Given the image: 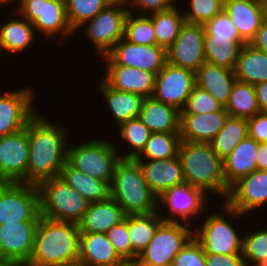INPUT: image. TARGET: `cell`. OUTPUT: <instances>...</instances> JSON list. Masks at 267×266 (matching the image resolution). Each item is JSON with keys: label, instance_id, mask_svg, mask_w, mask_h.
Returning a JSON list of instances; mask_svg holds the SVG:
<instances>
[{"label": "cell", "instance_id": "6da1fadb", "mask_svg": "<svg viewBox=\"0 0 267 266\" xmlns=\"http://www.w3.org/2000/svg\"><path fill=\"white\" fill-rule=\"evenodd\" d=\"M44 117L38 112L27 124L29 184L37 185L45 179L59 176L67 161L69 127Z\"/></svg>", "mask_w": 267, "mask_h": 266}, {"label": "cell", "instance_id": "7a4b0ae2", "mask_svg": "<svg viewBox=\"0 0 267 266\" xmlns=\"http://www.w3.org/2000/svg\"><path fill=\"white\" fill-rule=\"evenodd\" d=\"M78 224L40 217L32 255L25 266H72L78 264Z\"/></svg>", "mask_w": 267, "mask_h": 266}, {"label": "cell", "instance_id": "3957f363", "mask_svg": "<svg viewBox=\"0 0 267 266\" xmlns=\"http://www.w3.org/2000/svg\"><path fill=\"white\" fill-rule=\"evenodd\" d=\"M178 156L186 183L226 200L230 188L224 177L223 160L210 143L181 141Z\"/></svg>", "mask_w": 267, "mask_h": 266}, {"label": "cell", "instance_id": "277c9868", "mask_svg": "<svg viewBox=\"0 0 267 266\" xmlns=\"http://www.w3.org/2000/svg\"><path fill=\"white\" fill-rule=\"evenodd\" d=\"M111 198L126 215L158 211V196L149 188L139 164L134 159H121L110 182Z\"/></svg>", "mask_w": 267, "mask_h": 266}, {"label": "cell", "instance_id": "5b68a950", "mask_svg": "<svg viewBox=\"0 0 267 266\" xmlns=\"http://www.w3.org/2000/svg\"><path fill=\"white\" fill-rule=\"evenodd\" d=\"M222 204L221 212H224H208L203 224L193 227V237L203 247L205 254H242L243 235L231 221L228 222V218L236 220L244 215L225 202Z\"/></svg>", "mask_w": 267, "mask_h": 266}, {"label": "cell", "instance_id": "8992f818", "mask_svg": "<svg viewBox=\"0 0 267 266\" xmlns=\"http://www.w3.org/2000/svg\"><path fill=\"white\" fill-rule=\"evenodd\" d=\"M37 188L40 215L50 220L78 224L90 203L59 176L39 182Z\"/></svg>", "mask_w": 267, "mask_h": 266}, {"label": "cell", "instance_id": "52a82bcc", "mask_svg": "<svg viewBox=\"0 0 267 266\" xmlns=\"http://www.w3.org/2000/svg\"><path fill=\"white\" fill-rule=\"evenodd\" d=\"M107 138L90 139L67 148V162L95 179L111 182L116 164L121 160L120 148Z\"/></svg>", "mask_w": 267, "mask_h": 266}, {"label": "cell", "instance_id": "ba28073f", "mask_svg": "<svg viewBox=\"0 0 267 266\" xmlns=\"http://www.w3.org/2000/svg\"><path fill=\"white\" fill-rule=\"evenodd\" d=\"M209 198L210 196L202 189L193 187L184 182L165 190L158 196V213L166 222L183 223L194 226V223L191 224L194 221L193 218L200 219L201 215H203L202 212L208 210L206 206L210 203ZM160 208L168 209V214L165 213V210L162 211ZM163 212L166 215L163 214Z\"/></svg>", "mask_w": 267, "mask_h": 266}, {"label": "cell", "instance_id": "9c48e42d", "mask_svg": "<svg viewBox=\"0 0 267 266\" xmlns=\"http://www.w3.org/2000/svg\"><path fill=\"white\" fill-rule=\"evenodd\" d=\"M192 238V226L163 221L134 264L136 266H171L174 257Z\"/></svg>", "mask_w": 267, "mask_h": 266}, {"label": "cell", "instance_id": "30bf717a", "mask_svg": "<svg viewBox=\"0 0 267 266\" xmlns=\"http://www.w3.org/2000/svg\"><path fill=\"white\" fill-rule=\"evenodd\" d=\"M12 15L18 13L32 23L36 33L50 39L54 35L69 38L75 32L69 25L65 0H19Z\"/></svg>", "mask_w": 267, "mask_h": 266}, {"label": "cell", "instance_id": "8fae6325", "mask_svg": "<svg viewBox=\"0 0 267 266\" xmlns=\"http://www.w3.org/2000/svg\"><path fill=\"white\" fill-rule=\"evenodd\" d=\"M129 14L123 0H114L106 8L101 10L94 18L87 21L83 28V34L95 47V54L105 56L115 44L124 38L125 21ZM85 26V27H84Z\"/></svg>", "mask_w": 267, "mask_h": 266}, {"label": "cell", "instance_id": "7c38bea8", "mask_svg": "<svg viewBox=\"0 0 267 266\" xmlns=\"http://www.w3.org/2000/svg\"><path fill=\"white\" fill-rule=\"evenodd\" d=\"M39 192L29 183H0V225L16 222H39Z\"/></svg>", "mask_w": 267, "mask_h": 266}, {"label": "cell", "instance_id": "4fadbf2b", "mask_svg": "<svg viewBox=\"0 0 267 266\" xmlns=\"http://www.w3.org/2000/svg\"><path fill=\"white\" fill-rule=\"evenodd\" d=\"M102 57L106 65L136 67L155 75L167 62L165 48L158 45H138L124 38Z\"/></svg>", "mask_w": 267, "mask_h": 266}, {"label": "cell", "instance_id": "5bb4252c", "mask_svg": "<svg viewBox=\"0 0 267 266\" xmlns=\"http://www.w3.org/2000/svg\"><path fill=\"white\" fill-rule=\"evenodd\" d=\"M195 85L194 72L166 62L155 76L152 97L181 112Z\"/></svg>", "mask_w": 267, "mask_h": 266}, {"label": "cell", "instance_id": "9a60e30c", "mask_svg": "<svg viewBox=\"0 0 267 266\" xmlns=\"http://www.w3.org/2000/svg\"><path fill=\"white\" fill-rule=\"evenodd\" d=\"M31 86L0 94V137L26 128L38 113L34 107L36 92Z\"/></svg>", "mask_w": 267, "mask_h": 266}, {"label": "cell", "instance_id": "2e32d148", "mask_svg": "<svg viewBox=\"0 0 267 266\" xmlns=\"http://www.w3.org/2000/svg\"><path fill=\"white\" fill-rule=\"evenodd\" d=\"M29 139L26 128L0 137V183H27Z\"/></svg>", "mask_w": 267, "mask_h": 266}, {"label": "cell", "instance_id": "e0dca14e", "mask_svg": "<svg viewBox=\"0 0 267 266\" xmlns=\"http://www.w3.org/2000/svg\"><path fill=\"white\" fill-rule=\"evenodd\" d=\"M204 34L202 24L185 22L176 40L166 50L167 62L196 73L206 61Z\"/></svg>", "mask_w": 267, "mask_h": 266}, {"label": "cell", "instance_id": "ac0fdd59", "mask_svg": "<svg viewBox=\"0 0 267 266\" xmlns=\"http://www.w3.org/2000/svg\"><path fill=\"white\" fill-rule=\"evenodd\" d=\"M38 222H16L0 225V259L13 266H25L33 252Z\"/></svg>", "mask_w": 267, "mask_h": 266}, {"label": "cell", "instance_id": "d6986e66", "mask_svg": "<svg viewBox=\"0 0 267 266\" xmlns=\"http://www.w3.org/2000/svg\"><path fill=\"white\" fill-rule=\"evenodd\" d=\"M224 202L243 215L264 207L267 204V171L255 170L238 180L230 187Z\"/></svg>", "mask_w": 267, "mask_h": 266}, {"label": "cell", "instance_id": "ffe728a7", "mask_svg": "<svg viewBox=\"0 0 267 266\" xmlns=\"http://www.w3.org/2000/svg\"><path fill=\"white\" fill-rule=\"evenodd\" d=\"M103 81L111 88L141 95L143 98L152 97L155 84V74L136 67L107 65Z\"/></svg>", "mask_w": 267, "mask_h": 266}, {"label": "cell", "instance_id": "44dd1931", "mask_svg": "<svg viewBox=\"0 0 267 266\" xmlns=\"http://www.w3.org/2000/svg\"><path fill=\"white\" fill-rule=\"evenodd\" d=\"M134 160L139 164L147 185L157 196L185 182L179 156L163 160Z\"/></svg>", "mask_w": 267, "mask_h": 266}, {"label": "cell", "instance_id": "7402d4cb", "mask_svg": "<svg viewBox=\"0 0 267 266\" xmlns=\"http://www.w3.org/2000/svg\"><path fill=\"white\" fill-rule=\"evenodd\" d=\"M229 114L221 111L203 114H180L181 141L209 143L224 127Z\"/></svg>", "mask_w": 267, "mask_h": 266}, {"label": "cell", "instance_id": "603a6c76", "mask_svg": "<svg viewBox=\"0 0 267 266\" xmlns=\"http://www.w3.org/2000/svg\"><path fill=\"white\" fill-rule=\"evenodd\" d=\"M78 264L82 266H124L106 233H80Z\"/></svg>", "mask_w": 267, "mask_h": 266}, {"label": "cell", "instance_id": "cb8c5ba5", "mask_svg": "<svg viewBox=\"0 0 267 266\" xmlns=\"http://www.w3.org/2000/svg\"><path fill=\"white\" fill-rule=\"evenodd\" d=\"M223 10L246 43L255 37L264 21V6L259 0H225Z\"/></svg>", "mask_w": 267, "mask_h": 266}, {"label": "cell", "instance_id": "d4e9b609", "mask_svg": "<svg viewBox=\"0 0 267 266\" xmlns=\"http://www.w3.org/2000/svg\"><path fill=\"white\" fill-rule=\"evenodd\" d=\"M126 214L113 199L90 202L83 218L78 223L80 233H106L124 220Z\"/></svg>", "mask_w": 267, "mask_h": 266}, {"label": "cell", "instance_id": "484cf974", "mask_svg": "<svg viewBox=\"0 0 267 266\" xmlns=\"http://www.w3.org/2000/svg\"><path fill=\"white\" fill-rule=\"evenodd\" d=\"M234 70L204 62L195 73L196 85L211 94L224 107L236 81Z\"/></svg>", "mask_w": 267, "mask_h": 266}, {"label": "cell", "instance_id": "4316f807", "mask_svg": "<svg viewBox=\"0 0 267 266\" xmlns=\"http://www.w3.org/2000/svg\"><path fill=\"white\" fill-rule=\"evenodd\" d=\"M138 117L151 133H180V111L153 97L143 99Z\"/></svg>", "mask_w": 267, "mask_h": 266}, {"label": "cell", "instance_id": "83f0119b", "mask_svg": "<svg viewBox=\"0 0 267 266\" xmlns=\"http://www.w3.org/2000/svg\"><path fill=\"white\" fill-rule=\"evenodd\" d=\"M257 150L258 142L248 136L223 159L224 177L229 188L241 178L257 170Z\"/></svg>", "mask_w": 267, "mask_h": 266}, {"label": "cell", "instance_id": "f1b7e54d", "mask_svg": "<svg viewBox=\"0 0 267 266\" xmlns=\"http://www.w3.org/2000/svg\"><path fill=\"white\" fill-rule=\"evenodd\" d=\"M17 15V18H15ZM18 13L14 18L11 16L8 21L0 25V48L3 53L20 54L35 43L36 34L35 28L23 17H19ZM6 51V52H4Z\"/></svg>", "mask_w": 267, "mask_h": 266}, {"label": "cell", "instance_id": "f546056e", "mask_svg": "<svg viewBox=\"0 0 267 266\" xmlns=\"http://www.w3.org/2000/svg\"><path fill=\"white\" fill-rule=\"evenodd\" d=\"M97 89L103 99L106 101L108 111H111L112 118L119 127L122 123L127 122L139 116L142 109L143 97L138 94L123 92L109 87L103 80L98 81Z\"/></svg>", "mask_w": 267, "mask_h": 266}, {"label": "cell", "instance_id": "4dcf8cb0", "mask_svg": "<svg viewBox=\"0 0 267 266\" xmlns=\"http://www.w3.org/2000/svg\"><path fill=\"white\" fill-rule=\"evenodd\" d=\"M59 177L89 202L111 198L110 182L95 179L75 169L67 161L62 167Z\"/></svg>", "mask_w": 267, "mask_h": 266}, {"label": "cell", "instance_id": "1f68e13d", "mask_svg": "<svg viewBox=\"0 0 267 266\" xmlns=\"http://www.w3.org/2000/svg\"><path fill=\"white\" fill-rule=\"evenodd\" d=\"M234 74L238 81L254 86L267 81V54L246 43L240 50Z\"/></svg>", "mask_w": 267, "mask_h": 266}, {"label": "cell", "instance_id": "d6a6232c", "mask_svg": "<svg viewBox=\"0 0 267 266\" xmlns=\"http://www.w3.org/2000/svg\"><path fill=\"white\" fill-rule=\"evenodd\" d=\"M246 42L242 38H222L204 35L206 62L234 70L240 50Z\"/></svg>", "mask_w": 267, "mask_h": 266}, {"label": "cell", "instance_id": "836d02e7", "mask_svg": "<svg viewBox=\"0 0 267 266\" xmlns=\"http://www.w3.org/2000/svg\"><path fill=\"white\" fill-rule=\"evenodd\" d=\"M164 220L158 211L149 214L128 215V231L132 244V263L153 239L155 231Z\"/></svg>", "mask_w": 267, "mask_h": 266}, {"label": "cell", "instance_id": "e575fe53", "mask_svg": "<svg viewBox=\"0 0 267 266\" xmlns=\"http://www.w3.org/2000/svg\"><path fill=\"white\" fill-rule=\"evenodd\" d=\"M178 8V5L175 4L169 10L155 12L148 15L153 22L157 45L165 48L166 50L176 40L181 27L185 23L183 12L181 8Z\"/></svg>", "mask_w": 267, "mask_h": 266}, {"label": "cell", "instance_id": "d590c367", "mask_svg": "<svg viewBox=\"0 0 267 266\" xmlns=\"http://www.w3.org/2000/svg\"><path fill=\"white\" fill-rule=\"evenodd\" d=\"M246 137H248L247 119L228 116L224 127L209 143L214 152L223 160Z\"/></svg>", "mask_w": 267, "mask_h": 266}, {"label": "cell", "instance_id": "8d00e7d4", "mask_svg": "<svg viewBox=\"0 0 267 266\" xmlns=\"http://www.w3.org/2000/svg\"><path fill=\"white\" fill-rule=\"evenodd\" d=\"M225 110L229 116L245 119L252 118L259 113L255 86L236 80Z\"/></svg>", "mask_w": 267, "mask_h": 266}, {"label": "cell", "instance_id": "74e56055", "mask_svg": "<svg viewBox=\"0 0 267 266\" xmlns=\"http://www.w3.org/2000/svg\"><path fill=\"white\" fill-rule=\"evenodd\" d=\"M180 133H151L143 150L134 159L163 160L178 156Z\"/></svg>", "mask_w": 267, "mask_h": 266}, {"label": "cell", "instance_id": "f35d334b", "mask_svg": "<svg viewBox=\"0 0 267 266\" xmlns=\"http://www.w3.org/2000/svg\"><path fill=\"white\" fill-rule=\"evenodd\" d=\"M117 128L116 132L119 138L126 142V149L129 146L126 150V152L128 151L127 153H124V151H122L123 154L119 152L120 158L134 159L143 150L151 131L142 123L139 117L129 119Z\"/></svg>", "mask_w": 267, "mask_h": 266}, {"label": "cell", "instance_id": "ab89813d", "mask_svg": "<svg viewBox=\"0 0 267 266\" xmlns=\"http://www.w3.org/2000/svg\"><path fill=\"white\" fill-rule=\"evenodd\" d=\"M114 0H65L67 19L76 33L87 21L94 18Z\"/></svg>", "mask_w": 267, "mask_h": 266}, {"label": "cell", "instance_id": "60d3db41", "mask_svg": "<svg viewBox=\"0 0 267 266\" xmlns=\"http://www.w3.org/2000/svg\"><path fill=\"white\" fill-rule=\"evenodd\" d=\"M124 39L138 45H157L151 18L129 12L125 21Z\"/></svg>", "mask_w": 267, "mask_h": 266}, {"label": "cell", "instance_id": "b9f144b4", "mask_svg": "<svg viewBox=\"0 0 267 266\" xmlns=\"http://www.w3.org/2000/svg\"><path fill=\"white\" fill-rule=\"evenodd\" d=\"M244 234L242 256L246 266H267V227Z\"/></svg>", "mask_w": 267, "mask_h": 266}, {"label": "cell", "instance_id": "7bdbcfd3", "mask_svg": "<svg viewBox=\"0 0 267 266\" xmlns=\"http://www.w3.org/2000/svg\"><path fill=\"white\" fill-rule=\"evenodd\" d=\"M188 9L183 10L185 22L202 24L211 20L224 9V0H186Z\"/></svg>", "mask_w": 267, "mask_h": 266}, {"label": "cell", "instance_id": "ee69618b", "mask_svg": "<svg viewBox=\"0 0 267 266\" xmlns=\"http://www.w3.org/2000/svg\"><path fill=\"white\" fill-rule=\"evenodd\" d=\"M224 108L215 98L207 91L197 85L192 88L185 108L180 114H203L221 111Z\"/></svg>", "mask_w": 267, "mask_h": 266}, {"label": "cell", "instance_id": "f6af8a7d", "mask_svg": "<svg viewBox=\"0 0 267 266\" xmlns=\"http://www.w3.org/2000/svg\"><path fill=\"white\" fill-rule=\"evenodd\" d=\"M107 238L117 254L126 262L132 263V244L128 231V215L119 224L106 232Z\"/></svg>", "mask_w": 267, "mask_h": 266}, {"label": "cell", "instance_id": "bcb514c9", "mask_svg": "<svg viewBox=\"0 0 267 266\" xmlns=\"http://www.w3.org/2000/svg\"><path fill=\"white\" fill-rule=\"evenodd\" d=\"M204 35H215L222 38H241L230 16L223 10L204 25Z\"/></svg>", "mask_w": 267, "mask_h": 266}, {"label": "cell", "instance_id": "7dc6e473", "mask_svg": "<svg viewBox=\"0 0 267 266\" xmlns=\"http://www.w3.org/2000/svg\"><path fill=\"white\" fill-rule=\"evenodd\" d=\"M171 266H206L203 247L193 237L174 257Z\"/></svg>", "mask_w": 267, "mask_h": 266}, {"label": "cell", "instance_id": "c3c4849f", "mask_svg": "<svg viewBox=\"0 0 267 266\" xmlns=\"http://www.w3.org/2000/svg\"><path fill=\"white\" fill-rule=\"evenodd\" d=\"M128 11L140 15L169 10L176 4V0H123Z\"/></svg>", "mask_w": 267, "mask_h": 266}, {"label": "cell", "instance_id": "681fc988", "mask_svg": "<svg viewBox=\"0 0 267 266\" xmlns=\"http://www.w3.org/2000/svg\"><path fill=\"white\" fill-rule=\"evenodd\" d=\"M248 121V136L258 143L267 142V112H259Z\"/></svg>", "mask_w": 267, "mask_h": 266}, {"label": "cell", "instance_id": "f907efd6", "mask_svg": "<svg viewBox=\"0 0 267 266\" xmlns=\"http://www.w3.org/2000/svg\"><path fill=\"white\" fill-rule=\"evenodd\" d=\"M206 266H246L242 254H205Z\"/></svg>", "mask_w": 267, "mask_h": 266}, {"label": "cell", "instance_id": "816d5d0a", "mask_svg": "<svg viewBox=\"0 0 267 266\" xmlns=\"http://www.w3.org/2000/svg\"><path fill=\"white\" fill-rule=\"evenodd\" d=\"M255 49L267 54V22L264 20L257 30L255 37L249 42Z\"/></svg>", "mask_w": 267, "mask_h": 266}, {"label": "cell", "instance_id": "f5cc1de1", "mask_svg": "<svg viewBox=\"0 0 267 266\" xmlns=\"http://www.w3.org/2000/svg\"><path fill=\"white\" fill-rule=\"evenodd\" d=\"M260 112H267V81L255 85Z\"/></svg>", "mask_w": 267, "mask_h": 266}, {"label": "cell", "instance_id": "db71d44e", "mask_svg": "<svg viewBox=\"0 0 267 266\" xmlns=\"http://www.w3.org/2000/svg\"><path fill=\"white\" fill-rule=\"evenodd\" d=\"M256 164L257 170L267 171V142L258 143Z\"/></svg>", "mask_w": 267, "mask_h": 266}, {"label": "cell", "instance_id": "11a10c76", "mask_svg": "<svg viewBox=\"0 0 267 266\" xmlns=\"http://www.w3.org/2000/svg\"><path fill=\"white\" fill-rule=\"evenodd\" d=\"M19 0H0V6L4 5L6 3V5H8V2H11V4H13L14 2H18Z\"/></svg>", "mask_w": 267, "mask_h": 266}, {"label": "cell", "instance_id": "9f6ffc18", "mask_svg": "<svg viewBox=\"0 0 267 266\" xmlns=\"http://www.w3.org/2000/svg\"><path fill=\"white\" fill-rule=\"evenodd\" d=\"M0 266H13L10 262L0 259Z\"/></svg>", "mask_w": 267, "mask_h": 266}, {"label": "cell", "instance_id": "6f0895ef", "mask_svg": "<svg viewBox=\"0 0 267 266\" xmlns=\"http://www.w3.org/2000/svg\"><path fill=\"white\" fill-rule=\"evenodd\" d=\"M264 20L267 22V6L264 7Z\"/></svg>", "mask_w": 267, "mask_h": 266}, {"label": "cell", "instance_id": "680465c9", "mask_svg": "<svg viewBox=\"0 0 267 266\" xmlns=\"http://www.w3.org/2000/svg\"><path fill=\"white\" fill-rule=\"evenodd\" d=\"M261 3H262V5L265 7V6H267V0H259Z\"/></svg>", "mask_w": 267, "mask_h": 266}, {"label": "cell", "instance_id": "91938a15", "mask_svg": "<svg viewBox=\"0 0 267 266\" xmlns=\"http://www.w3.org/2000/svg\"><path fill=\"white\" fill-rule=\"evenodd\" d=\"M124 266H136L134 263H126Z\"/></svg>", "mask_w": 267, "mask_h": 266}]
</instances>
